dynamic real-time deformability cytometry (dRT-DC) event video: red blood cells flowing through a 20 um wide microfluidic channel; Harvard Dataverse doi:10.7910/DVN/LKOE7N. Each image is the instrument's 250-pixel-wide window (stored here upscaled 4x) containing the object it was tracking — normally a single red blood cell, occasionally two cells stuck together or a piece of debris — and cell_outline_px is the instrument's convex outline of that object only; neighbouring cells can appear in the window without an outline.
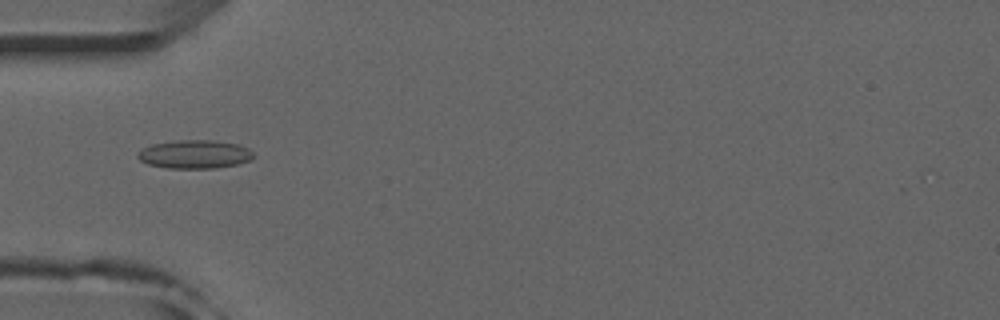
{"species": "common noctule bat (a hibernating species)", "species_latin": "Nyctalus noctula", "temperature_condition": "room temperature", "stored_images_in_passage": 50, "camera_frame_rate_fps": 3000, "um_per_image_px": 0.085, "animal": {"sex": "male", "forearm_length_mm": 52.5}, "frame": {"image": 1, "passage_image": 15, "time_ms": 4.667, "image_size_px": [1000, 320], "cell_outline_px": [[256, 156], [248, 160], [236, 164], [216, 168], [168, 168], [148, 164], [140, 160], [136, 156], [136, 152], [152, 144], [180, 140], [212, 140], [240, 144], [248, 148]], "centroid_in_image_um": [16.54, 13.11], "position_along_channel_um": 68.5, "area_um2": 19.19}, "authors_computed_cell_mechanics": {"area_um2": 17.1666, "velocity_mm_per_s": 3.9896, "shape_relaxation_time_tau1_ms": null, "shape_relaxation_time_tau2_ms": 4.0162, "deformation_change_tau1": null, "deformation_change_tau2": 0.0946}}